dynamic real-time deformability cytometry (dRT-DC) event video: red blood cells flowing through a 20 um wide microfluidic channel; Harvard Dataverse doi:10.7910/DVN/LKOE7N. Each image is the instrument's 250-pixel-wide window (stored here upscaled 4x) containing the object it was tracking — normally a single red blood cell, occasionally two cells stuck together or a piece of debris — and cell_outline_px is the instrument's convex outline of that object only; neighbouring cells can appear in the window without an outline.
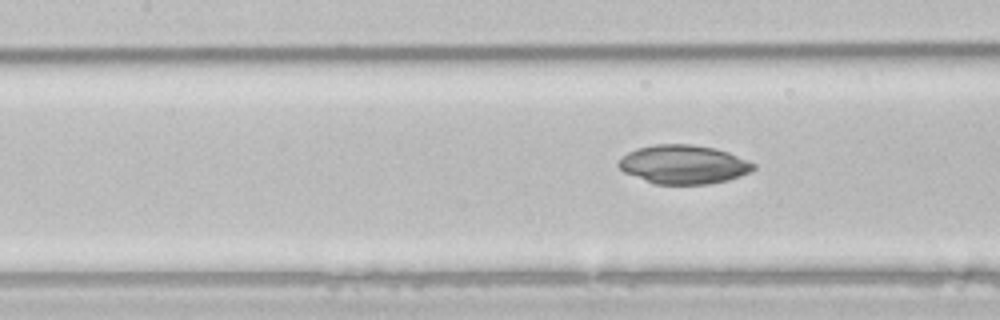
{"species": "common noctule bat (a hibernating species)", "species_latin": "Nyctalus noctula", "temperature_condition": "room temperature", "stored_images_in_passage": 6, "camera_frame_rate_fps": 3000, "um_per_image_px": 0.085, "animal": {"sex": "male", "body_mass_g": 21.5, "forearm_length_mm": 52.0}, "frame": {"image": 1, "passage_image": 6, "time_ms": 1.667, "image_size_px": [1000, 320], "cell_outline_px": [[756, 168], [740, 176], [728, 180], [708, 184], [656, 184], [624, 172], [616, 164], [628, 152], [636, 148], [656, 144], [692, 144], [716, 148], [728, 152], [748, 160], [756, 164]], "centroid_in_image_um": [58.12, 13.97], "position_along_channel_um": 149.3, "area_um2": 30.46}}